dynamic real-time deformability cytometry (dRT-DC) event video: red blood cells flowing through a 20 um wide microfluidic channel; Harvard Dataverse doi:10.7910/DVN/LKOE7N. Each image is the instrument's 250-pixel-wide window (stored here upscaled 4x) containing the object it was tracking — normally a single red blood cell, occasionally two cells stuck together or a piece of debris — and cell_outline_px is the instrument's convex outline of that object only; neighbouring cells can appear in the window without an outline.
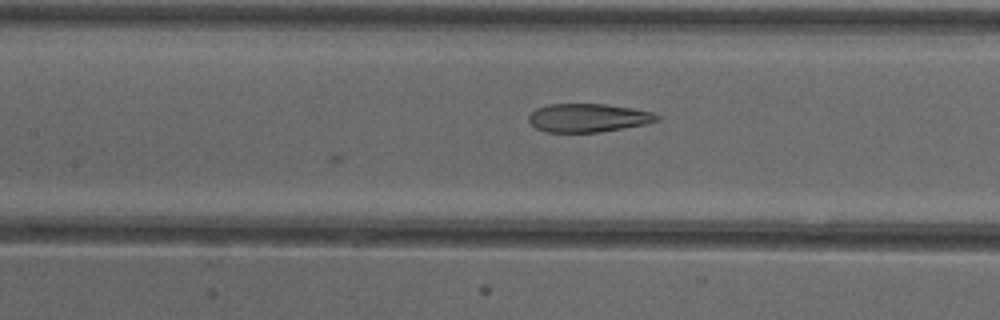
{"species": "common noctule bat (a hibernating species)", "species_latin": "Nyctalus noctula", "temperature_condition": "cold", "stored_images_in_passage": 7, "camera_frame_rate_fps": 3000, "um_per_image_px": 0.085, "animal": {"sex": "female"}, "frame": {"image": 1, "passage_image": 7, "time_ms": 2.0, "image_size_px": [1000, 320], "cell_outline_px": [[660, 120], [644, 124], [600, 132], [544, 132], [536, 128], [528, 120], [528, 116], [536, 108], [548, 104], [604, 104], [632, 108], [652, 112], [660, 116]], "centroid_in_image_um": [49.97, 10.01], "position_along_channel_um": 157.4, "area_um2": 21.21}}